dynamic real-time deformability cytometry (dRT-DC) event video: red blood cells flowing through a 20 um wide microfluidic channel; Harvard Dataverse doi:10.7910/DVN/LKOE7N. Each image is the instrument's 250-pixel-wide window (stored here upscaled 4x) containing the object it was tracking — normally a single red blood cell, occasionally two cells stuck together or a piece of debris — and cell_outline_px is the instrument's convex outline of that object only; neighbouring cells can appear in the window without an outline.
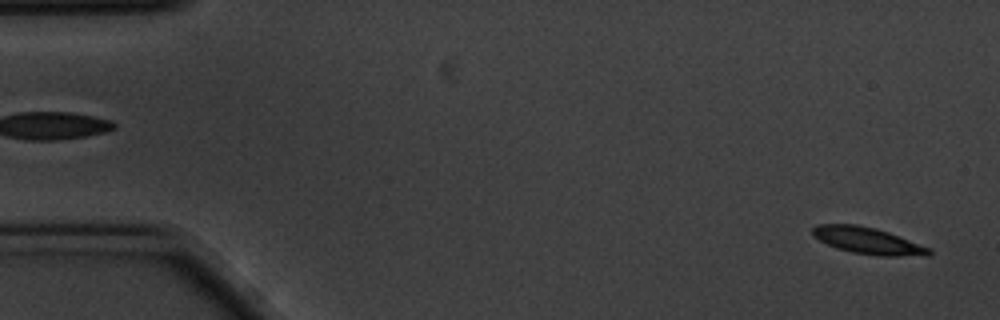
{"species": "common noctule bat (a hibernating species)", "species_latin": "Nyctalus noctula", "temperature_condition": "cold", "stored_images_in_passage": 57, "camera_frame_rate_fps": 3000, "um_per_image_px": 0.085, "animal": {"sex": "male", "body_mass_g": 20.1, "forearm_length_mm": 53.5}, "frame": {"image": 1, "passage_image": 2, "time_ms": 0.333, "image_size_px": [1000, 320], "cell_outline_px": [[932, 252], [928, 256], [880, 256], [852, 252], [836, 248], [812, 236], [812, 228], [816, 224], [856, 224], [876, 228], [888, 232], [932, 248]], "centroid_in_image_um": [73.79, 20.46], "position_along_channel_um": 11.2, "area_um2": 18.21}}
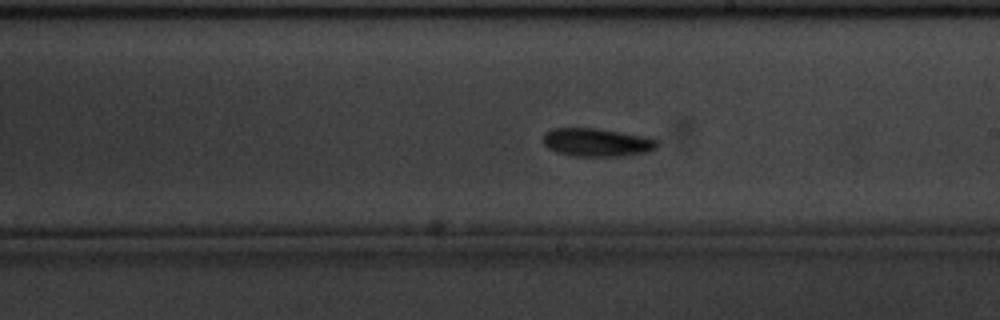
{"frame": {"image": 2, "passage_image": 32, "time_ms": 10.333, "image_size_px": [1000, 320], "cell_outline_px": [[660, 144], [656, 148], [648, 152], [624, 156], [572, 156], [556, 152], [548, 148], [544, 144], [544, 132], [552, 128], [596, 128], [620, 132], [640, 136], [656, 140]], "centroid_in_image_um": [50.7, 12.11], "position_along_channel_um": 238.3, "area_um2": 18.73}}
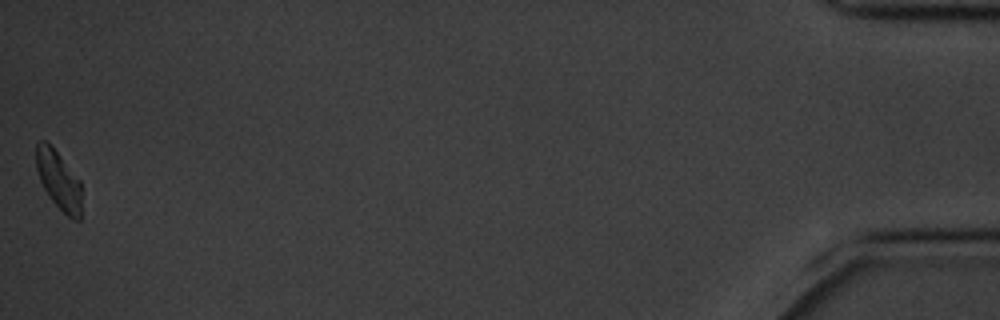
{"frame": {"image": 3, "passage_image": 57, "time_ms": 18.667, "image_size_px": [1000, 320], "cell_outline_px": [[80, 220], [72, 220], [52, 200], [44, 188], [40, 180], [36, 168], [36, 144], [40, 140], [44, 140], [56, 152], [80, 180]], "centroid_in_image_um": [4.97, 15.32], "position_along_channel_um": 430.2, "area_um2": 15.03}}